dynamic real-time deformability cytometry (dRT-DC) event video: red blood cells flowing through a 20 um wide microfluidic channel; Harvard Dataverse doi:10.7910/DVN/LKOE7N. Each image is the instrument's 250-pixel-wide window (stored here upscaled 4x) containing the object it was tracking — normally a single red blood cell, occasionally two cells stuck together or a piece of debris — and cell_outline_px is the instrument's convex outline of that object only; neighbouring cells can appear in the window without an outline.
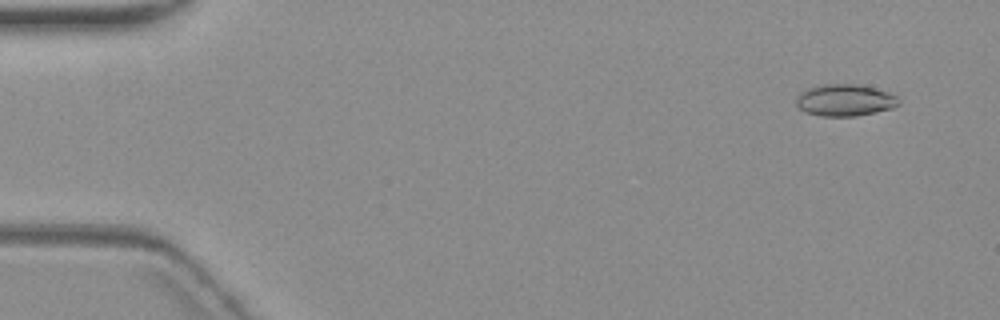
{"species": "common noctule bat (a hibernating species)", "species_latin": "Nyctalus noctula", "temperature_condition": "warm", "stored_images_in_passage": 5, "camera_frame_rate_fps": 3000, "um_per_image_px": 0.085, "animal": {"sex": "female", "body_mass_g": 19.3, "forearm_length_mm": 54.1}, "frame": {"image": 1, "passage_image": 1, "time_ms": 0.0, "image_size_px": [1000, 320], "cell_outline_px": [[900, 104], [892, 108], [856, 116], [820, 116], [804, 112], [796, 104], [796, 96], [800, 92], [808, 88], [824, 84], [856, 84], [888, 92], [896, 96], [900, 100]], "centroid_in_image_um": [71.79, 8.52], "position_along_channel_um": 13.2, "area_um2": 18.96}}
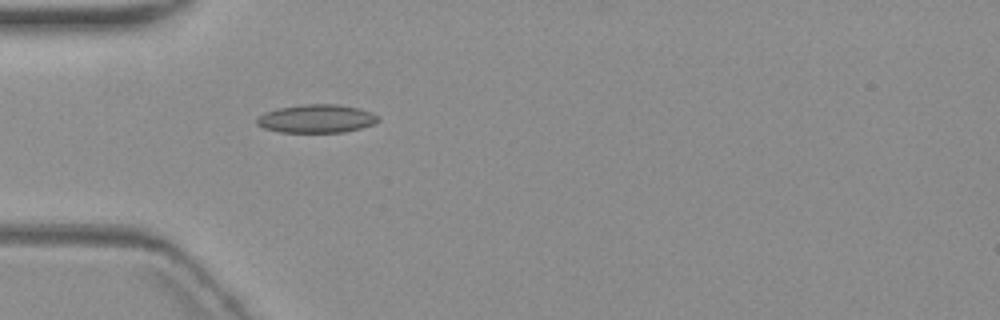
{"frame": {"image": 2, "passage_image": 5, "time_ms": 4.667, "image_size_px": [1000, 320], "cell_outline_px": [[380, 120], [376, 124], [344, 132], [280, 132], [264, 128], [256, 124], [256, 120], [264, 112], [276, 108], [300, 104], [340, 104], [360, 108], [372, 112], [380, 116]], "centroid_in_image_um": [26.94, 10.07], "position_along_channel_um": 58.1, "area_um2": 20.35}}